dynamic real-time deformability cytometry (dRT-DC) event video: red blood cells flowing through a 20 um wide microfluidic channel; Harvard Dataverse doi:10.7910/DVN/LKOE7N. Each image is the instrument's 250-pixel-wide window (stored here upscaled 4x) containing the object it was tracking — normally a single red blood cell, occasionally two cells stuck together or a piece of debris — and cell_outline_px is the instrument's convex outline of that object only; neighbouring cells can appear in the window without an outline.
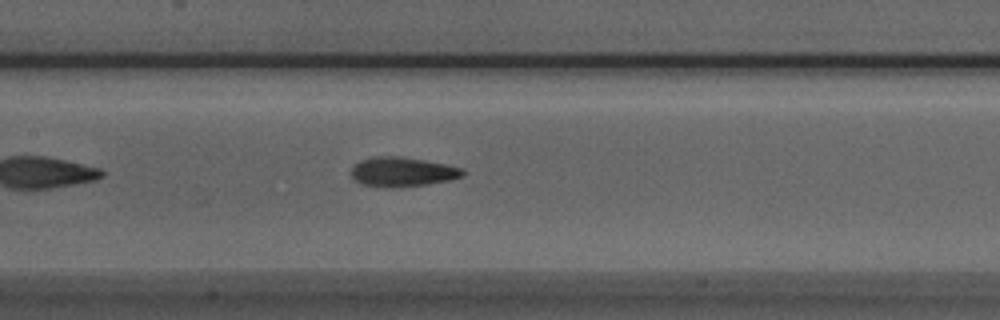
{"species": "Egyptian fruit bat (a non-hibernating species)", "species_latin": "Rousettus aegyptiacus", "temperature_condition": "room temperature", "stored_images_in_passage": 30, "camera_frame_rate_fps": 3000, "um_per_image_px": 0.085, "animal": {"sex": "male"}, "frame": {"image": 1, "passage_image": 10, "time_ms": 3.0, "image_size_px": [1000, 320], "cell_outline_px": [[464, 176], [452, 180], [428, 184], [392, 188], [384, 188], [360, 184], [352, 180], [352, 164], [360, 160], [372, 156], [400, 156], [424, 160], [464, 168]], "centroid_in_image_um": [34.17, 14.62], "position_along_channel_um": 173.2, "area_um2": 19.59}}
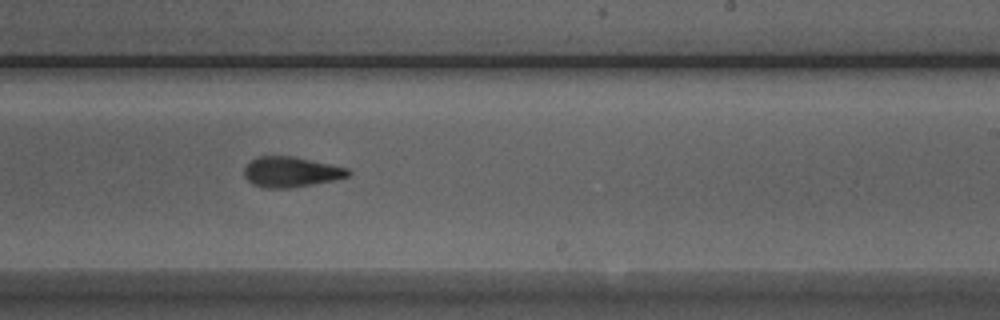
{"frame": {"image": 2, "passage_image": 17, "time_ms": 5.333, "image_size_px": [1000, 320], "cell_outline_px": [[352, 172], [348, 176], [332, 180], [292, 188], [264, 188], [252, 184], [244, 176], [244, 168], [252, 160], [260, 156], [292, 156], [348, 168]], "centroid_in_image_um": [24.71, 14.62], "position_along_channel_um": 264.3, "area_um2": 18.21}}
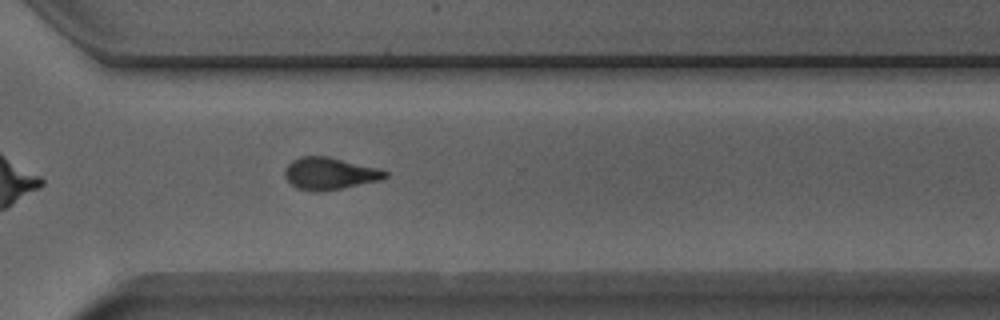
{"frame": {"image": 3, "passage_image": 23, "time_ms": 7.333, "image_size_px": [1000, 320], "cell_outline_px": [[388, 176], [380, 180], [344, 188], [320, 192], [312, 192], [296, 188], [284, 176], [284, 168], [292, 160], [300, 156], [328, 156], [380, 168], [388, 172]], "centroid_in_image_um": [28.02, 14.75], "position_along_channel_um": 342.6, "area_um2": 19.07}, "authors_computed_cell_mechanics": {"area_um2": 18.8428, "velocity_mm_per_s": 3.9163, "shape_relaxation_time_tau1_ms": 9.0096, "shape_relaxation_time_tau2_ms": 2.9833, "deformation_change_tau1": 0.2197, "deformation_change_tau2": 0.1057}}